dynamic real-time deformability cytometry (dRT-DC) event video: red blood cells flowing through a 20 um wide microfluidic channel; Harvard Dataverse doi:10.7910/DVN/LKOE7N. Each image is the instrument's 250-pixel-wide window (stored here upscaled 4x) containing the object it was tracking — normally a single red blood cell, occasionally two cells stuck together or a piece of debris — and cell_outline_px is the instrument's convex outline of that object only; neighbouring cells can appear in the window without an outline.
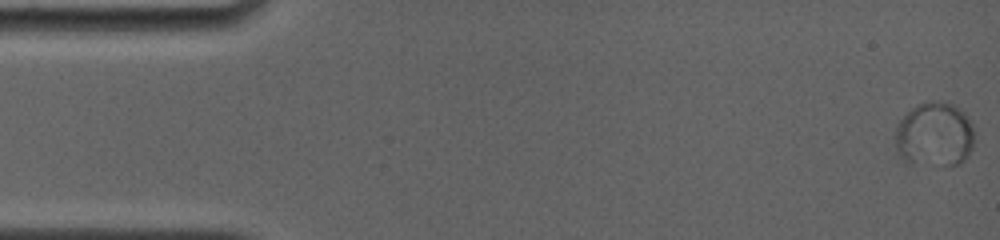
{"species": "common noctule bat (a hibernating species)", "species_latin": "Nyctalus noctula", "temperature_condition": "room temperature", "stored_images_in_passage": 12, "camera_frame_rate_fps": 4000, "um_per_image_px": 0.085, "animal": {"sex": "female", "body_mass_g": 19.0, "forearm_length_mm": 56.7}, "frame": {"image": 1, "passage_image": 1, "time_ms": 0.0, "image_size_px": [1000, 240], "cell_outline_px": [[972, 148], [964, 160], [956, 164], [912, 164], [896, 156], [892, 136], [896, 124], [912, 108], [928, 100], [940, 100], [952, 104], [964, 112], [972, 124]], "centroid_in_image_um": [79.34, 11.43], "position_along_channel_um": 5.7, "area_um2": 30.23}}